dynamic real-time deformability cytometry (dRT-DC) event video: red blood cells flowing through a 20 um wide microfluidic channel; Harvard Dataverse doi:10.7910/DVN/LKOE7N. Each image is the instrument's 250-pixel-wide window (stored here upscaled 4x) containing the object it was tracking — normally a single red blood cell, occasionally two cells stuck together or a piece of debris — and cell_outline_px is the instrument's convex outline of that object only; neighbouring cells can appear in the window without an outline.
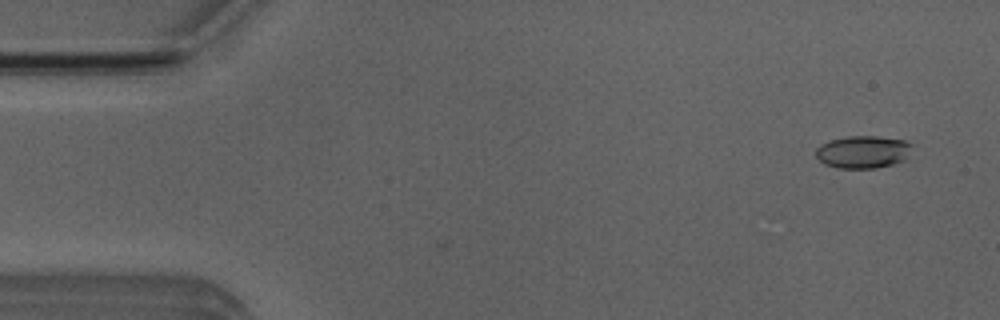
{"species": "Egyptian fruit bat (a non-hibernating species)", "species_latin": "Rousettus aegyptiacus", "temperature_condition": "room temperature", "stored_images_in_passage": 3, "camera_frame_rate_fps": 3000, "um_per_image_px": 0.085, "animal": {"sex": "male"}, "frame": {"image": 1, "passage_image": 3, "time_ms": 0.667, "image_size_px": [1000, 320], "cell_outline_px": [[912, 144], [904, 160], [892, 164], [876, 168], [840, 168], [824, 164], [816, 156], [816, 148], [820, 144], [828, 140], [848, 136], [876, 136], [904, 140]], "centroid_in_image_um": [73.31, 12.9], "position_along_channel_um": 11.7, "area_um2": 18.15}}